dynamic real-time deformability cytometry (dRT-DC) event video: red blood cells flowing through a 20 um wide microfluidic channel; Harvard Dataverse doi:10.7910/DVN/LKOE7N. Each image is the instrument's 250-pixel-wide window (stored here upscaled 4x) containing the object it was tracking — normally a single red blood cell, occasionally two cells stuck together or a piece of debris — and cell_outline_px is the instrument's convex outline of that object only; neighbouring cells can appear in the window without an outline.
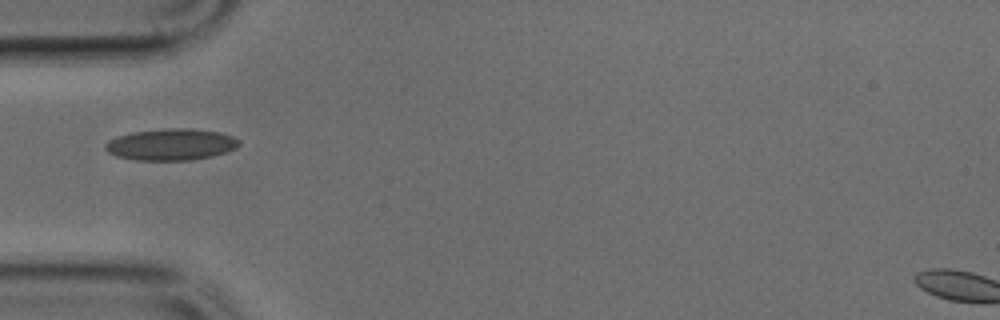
{"species": "common noctule bat (a hibernating species)", "species_latin": "Nyctalus noctula", "temperature_condition": "cold", "stored_images_in_passage": 32, "camera_frame_rate_fps": 3000, "um_per_image_px": 0.085, "animal": {"sex": "male", "body_mass_g": 17.9, "forearm_length_mm": 54.2}, "frame": {"image": 1, "passage_image": 1, "time_ms": 0.0, "image_size_px": [1000, 320], "cell_outline_px": [[240, 144], [236, 148], [212, 156], [192, 160], [136, 160], [116, 156], [108, 152], [104, 148], [104, 144], [108, 140], [116, 136], [132, 132], [164, 128], [192, 128], [220, 132], [232, 136], [240, 140]], "centroid_in_image_um": [14.52, 12.27], "position_along_channel_um": 70.5, "area_um2": 24.8}}
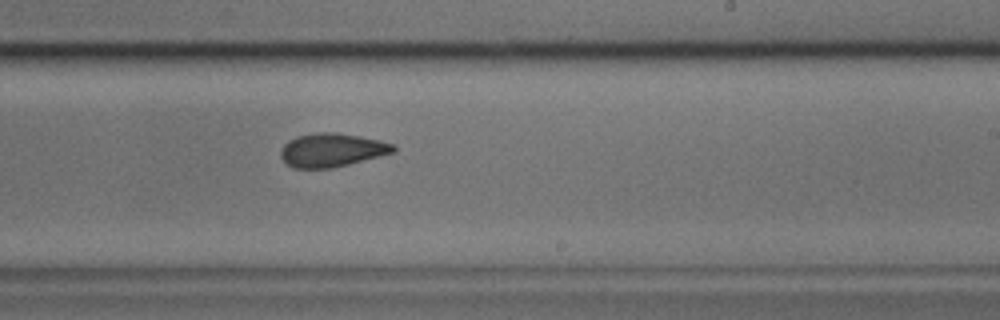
{"frame": {"image": 2, "passage_image": 15, "time_ms": 4.667, "image_size_px": [1000, 320], "cell_outline_px": [[396, 152], [332, 168], [292, 168], [280, 156], [280, 152], [284, 144], [288, 140], [296, 136], [316, 132], [336, 132], [360, 136], [380, 140], [392, 144], [396, 148]], "centroid_in_image_um": [28.2, 12.74], "position_along_channel_um": 260.8, "area_um2": 22.08}}
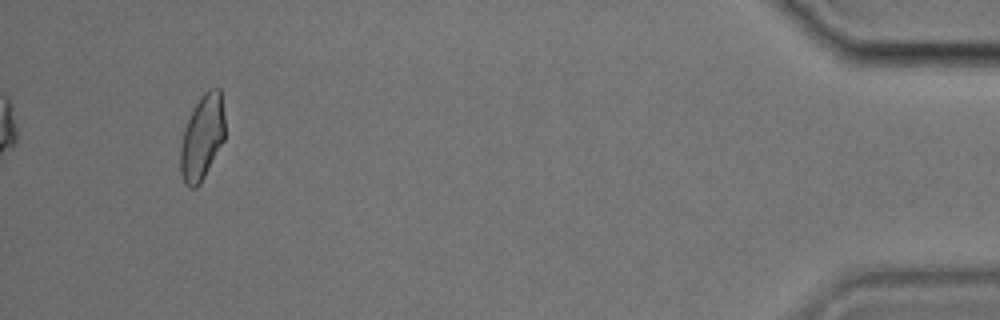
{"frame": {"image": 3, "passage_image": 32, "time_ms": 10.333, "image_size_px": [1000, 320], "cell_outline_px": [[224, 140], [200, 184], [196, 188], [188, 188], [184, 184], [180, 172], [180, 148], [184, 128], [196, 104], [204, 92], [208, 88], [220, 88], [224, 116]], "centroid_in_image_um": [17.17, 11.71], "position_along_channel_um": 418.0, "area_um2": 21.96}}